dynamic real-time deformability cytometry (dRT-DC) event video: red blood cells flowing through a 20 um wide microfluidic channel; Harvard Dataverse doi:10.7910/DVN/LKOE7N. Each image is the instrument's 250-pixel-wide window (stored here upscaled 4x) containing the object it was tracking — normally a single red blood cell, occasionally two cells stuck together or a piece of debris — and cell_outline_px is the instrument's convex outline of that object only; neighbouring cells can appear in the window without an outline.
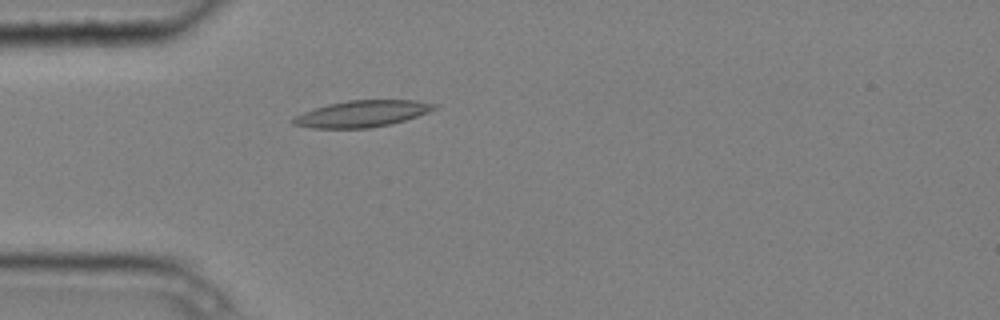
{"species": "common noctule bat (a hibernating species)", "species_latin": "Nyctalus noctula", "temperature_condition": "cold", "stored_images_in_passage": 1, "camera_frame_rate_fps": 3000, "um_per_image_px": 0.085, "animal": {"sex": "male", "body_mass_g": 20.4}, "frame": {"image": 1, "passage_image": 1, "time_ms": 0.0, "image_size_px": [1000, 320], "cell_outline_px": [[440, 104], [436, 108], [428, 112], [404, 120], [388, 124], [368, 128], [312, 128], [292, 124], [292, 120], [296, 116], [304, 112], [328, 104], [348, 100], [416, 100]], "centroid_in_image_um": [30.8, 9.66], "position_along_channel_um": 54.2, "area_um2": 21.56}}